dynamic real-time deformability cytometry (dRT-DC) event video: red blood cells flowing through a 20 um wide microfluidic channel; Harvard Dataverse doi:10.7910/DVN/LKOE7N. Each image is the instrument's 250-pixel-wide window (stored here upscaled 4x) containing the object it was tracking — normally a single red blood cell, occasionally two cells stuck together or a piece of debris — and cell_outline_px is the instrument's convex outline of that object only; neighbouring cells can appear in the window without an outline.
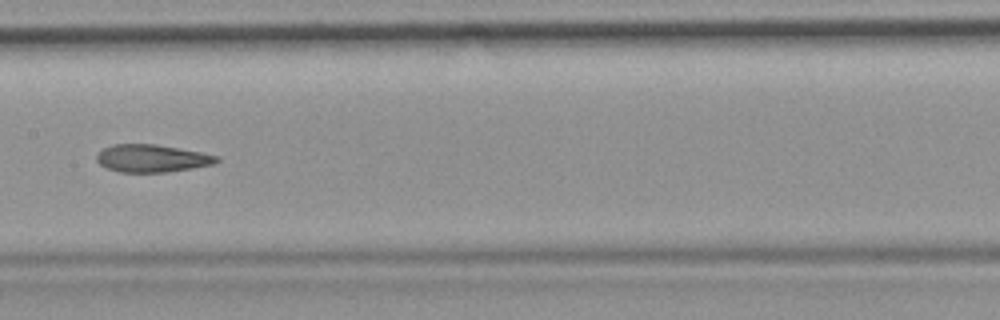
{"species": "common noctule bat (a hibernating species)", "species_latin": "Nyctalus noctula", "temperature_condition": "room temperature", "stored_images_in_passage": 45, "camera_frame_rate_fps": 3000, "um_per_image_px": 0.085, "animal": {"sex": "female", "body_mass_g": 19.9}, "frame": {"image": 1, "passage_image": 20, "time_ms": 6.333, "image_size_px": [1000, 320], "cell_outline_px": [[220, 160], [212, 164], [192, 168], [164, 172], [120, 172], [108, 168], [100, 164], [96, 160], [96, 156], [104, 148], [112, 144], [156, 144], [200, 152], [220, 156]], "centroid_in_image_um": [12.91, 13.45], "position_along_channel_um": 194.5, "area_um2": 19.13}, "authors_computed_cell_mechanics": {"area_um2": 19.9988, "velocity_mm_per_s": 3.9529, "shape_relaxation_time_tau1_ms": null, "shape_relaxation_time_tau2_ms": 3.233, "deformation_change_tau1": null, "deformation_change_tau2": 0.1255}}